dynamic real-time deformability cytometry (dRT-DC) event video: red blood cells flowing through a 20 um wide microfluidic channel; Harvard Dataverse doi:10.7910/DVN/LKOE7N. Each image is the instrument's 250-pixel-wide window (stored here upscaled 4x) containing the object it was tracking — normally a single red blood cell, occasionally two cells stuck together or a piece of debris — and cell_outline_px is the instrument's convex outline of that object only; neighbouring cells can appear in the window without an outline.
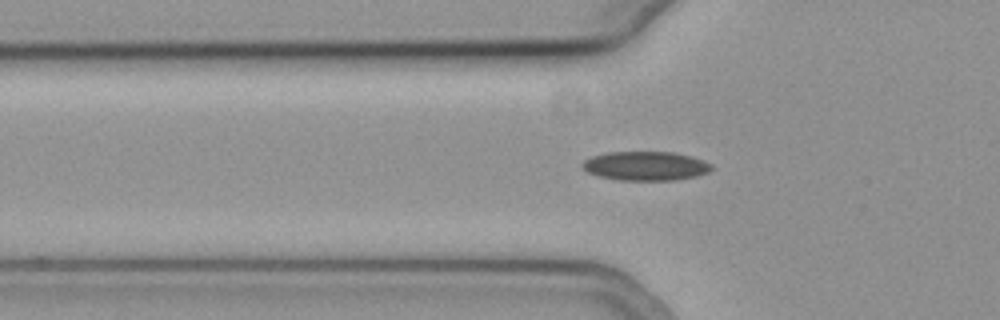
{"species": "common noctule bat (a hibernating species)", "species_latin": "Nyctalus noctula", "temperature_condition": "cold", "stored_images_in_passage": 5, "camera_frame_rate_fps": 3000, "um_per_image_px": 0.085, "animal": {"sex": "female", "body_mass_g": 19.3, "forearm_length_mm": 54.1}, "frame": {"image": 1, "passage_image": 2, "time_ms": 0.333, "image_size_px": [1000, 320], "cell_outline_px": [[712, 168], [708, 172], [696, 176], [676, 180], [620, 180], [600, 176], [588, 172], [580, 164], [584, 160], [592, 156], [608, 152], [672, 152], [692, 156], [712, 164]], "centroid_in_image_um": [54.88, 14.1], "position_along_channel_um": 70.9, "area_um2": 21.79}}